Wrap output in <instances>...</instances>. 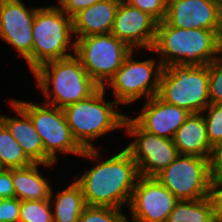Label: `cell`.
I'll use <instances>...</instances> for the list:
<instances>
[{
  "label": "cell",
  "instance_id": "obj_1",
  "mask_svg": "<svg viewBox=\"0 0 222 222\" xmlns=\"http://www.w3.org/2000/svg\"><path fill=\"white\" fill-rule=\"evenodd\" d=\"M139 177L137 164L124 148L75 181L82 189L87 206L122 209L124 204L129 206Z\"/></svg>",
  "mask_w": 222,
  "mask_h": 222
},
{
  "label": "cell",
  "instance_id": "obj_2",
  "mask_svg": "<svg viewBox=\"0 0 222 222\" xmlns=\"http://www.w3.org/2000/svg\"><path fill=\"white\" fill-rule=\"evenodd\" d=\"M151 51L160 54L163 68L172 64L208 65L222 54V38L213 30L182 29L163 20L157 24Z\"/></svg>",
  "mask_w": 222,
  "mask_h": 222
},
{
  "label": "cell",
  "instance_id": "obj_3",
  "mask_svg": "<svg viewBox=\"0 0 222 222\" xmlns=\"http://www.w3.org/2000/svg\"><path fill=\"white\" fill-rule=\"evenodd\" d=\"M32 73L37 86L48 99L45 104L60 109L91 96L100 87L76 55L44 63Z\"/></svg>",
  "mask_w": 222,
  "mask_h": 222
},
{
  "label": "cell",
  "instance_id": "obj_4",
  "mask_svg": "<svg viewBox=\"0 0 222 222\" xmlns=\"http://www.w3.org/2000/svg\"><path fill=\"white\" fill-rule=\"evenodd\" d=\"M105 87H99L91 96L64 107L66 121L72 136L83 149H96V138L109 131L124 128L126 115L114 110L115 100L106 102Z\"/></svg>",
  "mask_w": 222,
  "mask_h": 222
},
{
  "label": "cell",
  "instance_id": "obj_5",
  "mask_svg": "<svg viewBox=\"0 0 222 222\" xmlns=\"http://www.w3.org/2000/svg\"><path fill=\"white\" fill-rule=\"evenodd\" d=\"M32 72L49 61L75 55L72 18L52 5L36 10L33 22ZM73 43V44H72ZM68 48L73 53H67Z\"/></svg>",
  "mask_w": 222,
  "mask_h": 222
},
{
  "label": "cell",
  "instance_id": "obj_6",
  "mask_svg": "<svg viewBox=\"0 0 222 222\" xmlns=\"http://www.w3.org/2000/svg\"><path fill=\"white\" fill-rule=\"evenodd\" d=\"M30 117L35 130L38 132L44 149L45 164H56L57 153L75 154L96 160L99 150H83L72 136L62 109L46 104L41 105L14 100Z\"/></svg>",
  "mask_w": 222,
  "mask_h": 222
},
{
  "label": "cell",
  "instance_id": "obj_7",
  "mask_svg": "<svg viewBox=\"0 0 222 222\" xmlns=\"http://www.w3.org/2000/svg\"><path fill=\"white\" fill-rule=\"evenodd\" d=\"M157 95L190 113L204 112L210 104L208 65L172 64L163 68Z\"/></svg>",
  "mask_w": 222,
  "mask_h": 222
},
{
  "label": "cell",
  "instance_id": "obj_8",
  "mask_svg": "<svg viewBox=\"0 0 222 222\" xmlns=\"http://www.w3.org/2000/svg\"><path fill=\"white\" fill-rule=\"evenodd\" d=\"M75 44V55L100 87L107 85L133 51L111 33L81 37Z\"/></svg>",
  "mask_w": 222,
  "mask_h": 222
},
{
  "label": "cell",
  "instance_id": "obj_9",
  "mask_svg": "<svg viewBox=\"0 0 222 222\" xmlns=\"http://www.w3.org/2000/svg\"><path fill=\"white\" fill-rule=\"evenodd\" d=\"M211 160L196 155H179L155 177L178 200L209 197L212 177Z\"/></svg>",
  "mask_w": 222,
  "mask_h": 222
},
{
  "label": "cell",
  "instance_id": "obj_10",
  "mask_svg": "<svg viewBox=\"0 0 222 222\" xmlns=\"http://www.w3.org/2000/svg\"><path fill=\"white\" fill-rule=\"evenodd\" d=\"M133 51L127 56L122 66L109 80V88L113 89L118 104L129 105L142 96L149 99L159 91L160 76L163 66L152 58L137 61Z\"/></svg>",
  "mask_w": 222,
  "mask_h": 222
},
{
  "label": "cell",
  "instance_id": "obj_11",
  "mask_svg": "<svg viewBox=\"0 0 222 222\" xmlns=\"http://www.w3.org/2000/svg\"><path fill=\"white\" fill-rule=\"evenodd\" d=\"M124 129L134 139L125 149L137 164L140 176L155 177L180 155L173 140L144 131L130 116L125 117Z\"/></svg>",
  "mask_w": 222,
  "mask_h": 222
},
{
  "label": "cell",
  "instance_id": "obj_12",
  "mask_svg": "<svg viewBox=\"0 0 222 222\" xmlns=\"http://www.w3.org/2000/svg\"><path fill=\"white\" fill-rule=\"evenodd\" d=\"M177 201L156 177L140 176L127 207L133 222H166Z\"/></svg>",
  "mask_w": 222,
  "mask_h": 222
},
{
  "label": "cell",
  "instance_id": "obj_13",
  "mask_svg": "<svg viewBox=\"0 0 222 222\" xmlns=\"http://www.w3.org/2000/svg\"><path fill=\"white\" fill-rule=\"evenodd\" d=\"M37 8L22 0H0V38L16 49L32 72L33 22Z\"/></svg>",
  "mask_w": 222,
  "mask_h": 222
},
{
  "label": "cell",
  "instance_id": "obj_14",
  "mask_svg": "<svg viewBox=\"0 0 222 222\" xmlns=\"http://www.w3.org/2000/svg\"><path fill=\"white\" fill-rule=\"evenodd\" d=\"M165 21L182 29L213 30L222 38V11L216 0H167Z\"/></svg>",
  "mask_w": 222,
  "mask_h": 222
},
{
  "label": "cell",
  "instance_id": "obj_15",
  "mask_svg": "<svg viewBox=\"0 0 222 222\" xmlns=\"http://www.w3.org/2000/svg\"><path fill=\"white\" fill-rule=\"evenodd\" d=\"M158 22L144 11L123 0L119 2L111 34L127 44L132 50H152Z\"/></svg>",
  "mask_w": 222,
  "mask_h": 222
},
{
  "label": "cell",
  "instance_id": "obj_16",
  "mask_svg": "<svg viewBox=\"0 0 222 222\" xmlns=\"http://www.w3.org/2000/svg\"><path fill=\"white\" fill-rule=\"evenodd\" d=\"M189 115L186 109L169 104L156 95L149 98L139 115L132 119L144 131L173 140Z\"/></svg>",
  "mask_w": 222,
  "mask_h": 222
},
{
  "label": "cell",
  "instance_id": "obj_17",
  "mask_svg": "<svg viewBox=\"0 0 222 222\" xmlns=\"http://www.w3.org/2000/svg\"><path fill=\"white\" fill-rule=\"evenodd\" d=\"M10 104L15 110L14 113H17L20 118L0 115V121L8 128L33 163L45 164V149L32 120L14 99L10 100Z\"/></svg>",
  "mask_w": 222,
  "mask_h": 222
},
{
  "label": "cell",
  "instance_id": "obj_18",
  "mask_svg": "<svg viewBox=\"0 0 222 222\" xmlns=\"http://www.w3.org/2000/svg\"><path fill=\"white\" fill-rule=\"evenodd\" d=\"M121 0H101L72 17L73 33L79 39L90 35L111 33Z\"/></svg>",
  "mask_w": 222,
  "mask_h": 222
},
{
  "label": "cell",
  "instance_id": "obj_19",
  "mask_svg": "<svg viewBox=\"0 0 222 222\" xmlns=\"http://www.w3.org/2000/svg\"><path fill=\"white\" fill-rule=\"evenodd\" d=\"M173 142L180 155H196L208 159L213 157L214 148L207 138L203 113H190L176 131Z\"/></svg>",
  "mask_w": 222,
  "mask_h": 222
},
{
  "label": "cell",
  "instance_id": "obj_20",
  "mask_svg": "<svg viewBox=\"0 0 222 222\" xmlns=\"http://www.w3.org/2000/svg\"><path fill=\"white\" fill-rule=\"evenodd\" d=\"M39 165L51 167L54 164L33 163L22 168H12L15 198L26 200H48L52 187L39 173Z\"/></svg>",
  "mask_w": 222,
  "mask_h": 222
},
{
  "label": "cell",
  "instance_id": "obj_21",
  "mask_svg": "<svg viewBox=\"0 0 222 222\" xmlns=\"http://www.w3.org/2000/svg\"><path fill=\"white\" fill-rule=\"evenodd\" d=\"M53 195L51 190L49 202L53 208V222H78L87 206L80 185L74 181L62 192H58L56 196Z\"/></svg>",
  "mask_w": 222,
  "mask_h": 222
},
{
  "label": "cell",
  "instance_id": "obj_22",
  "mask_svg": "<svg viewBox=\"0 0 222 222\" xmlns=\"http://www.w3.org/2000/svg\"><path fill=\"white\" fill-rule=\"evenodd\" d=\"M166 222H215L211 200H178Z\"/></svg>",
  "mask_w": 222,
  "mask_h": 222
},
{
  "label": "cell",
  "instance_id": "obj_23",
  "mask_svg": "<svg viewBox=\"0 0 222 222\" xmlns=\"http://www.w3.org/2000/svg\"><path fill=\"white\" fill-rule=\"evenodd\" d=\"M0 161L6 169L22 168L33 164L22 147L0 121Z\"/></svg>",
  "mask_w": 222,
  "mask_h": 222
},
{
  "label": "cell",
  "instance_id": "obj_24",
  "mask_svg": "<svg viewBox=\"0 0 222 222\" xmlns=\"http://www.w3.org/2000/svg\"><path fill=\"white\" fill-rule=\"evenodd\" d=\"M51 209L49 199L21 201L19 222H53Z\"/></svg>",
  "mask_w": 222,
  "mask_h": 222
},
{
  "label": "cell",
  "instance_id": "obj_25",
  "mask_svg": "<svg viewBox=\"0 0 222 222\" xmlns=\"http://www.w3.org/2000/svg\"><path fill=\"white\" fill-rule=\"evenodd\" d=\"M203 117L206 123L207 138L210 145L215 148L222 142V104L210 103L205 109Z\"/></svg>",
  "mask_w": 222,
  "mask_h": 222
},
{
  "label": "cell",
  "instance_id": "obj_26",
  "mask_svg": "<svg viewBox=\"0 0 222 222\" xmlns=\"http://www.w3.org/2000/svg\"><path fill=\"white\" fill-rule=\"evenodd\" d=\"M122 209L99 206H86L78 222H129Z\"/></svg>",
  "mask_w": 222,
  "mask_h": 222
},
{
  "label": "cell",
  "instance_id": "obj_27",
  "mask_svg": "<svg viewBox=\"0 0 222 222\" xmlns=\"http://www.w3.org/2000/svg\"><path fill=\"white\" fill-rule=\"evenodd\" d=\"M209 100L213 104H222V54L208 64Z\"/></svg>",
  "mask_w": 222,
  "mask_h": 222
},
{
  "label": "cell",
  "instance_id": "obj_28",
  "mask_svg": "<svg viewBox=\"0 0 222 222\" xmlns=\"http://www.w3.org/2000/svg\"><path fill=\"white\" fill-rule=\"evenodd\" d=\"M125 3L149 14L158 23L165 20L167 0H123Z\"/></svg>",
  "mask_w": 222,
  "mask_h": 222
},
{
  "label": "cell",
  "instance_id": "obj_29",
  "mask_svg": "<svg viewBox=\"0 0 222 222\" xmlns=\"http://www.w3.org/2000/svg\"><path fill=\"white\" fill-rule=\"evenodd\" d=\"M21 200L18 198L0 199V222H19Z\"/></svg>",
  "mask_w": 222,
  "mask_h": 222
},
{
  "label": "cell",
  "instance_id": "obj_30",
  "mask_svg": "<svg viewBox=\"0 0 222 222\" xmlns=\"http://www.w3.org/2000/svg\"><path fill=\"white\" fill-rule=\"evenodd\" d=\"M215 222H222V181L213 180L209 192Z\"/></svg>",
  "mask_w": 222,
  "mask_h": 222
},
{
  "label": "cell",
  "instance_id": "obj_31",
  "mask_svg": "<svg viewBox=\"0 0 222 222\" xmlns=\"http://www.w3.org/2000/svg\"><path fill=\"white\" fill-rule=\"evenodd\" d=\"M101 0H58L60 8L71 18Z\"/></svg>",
  "mask_w": 222,
  "mask_h": 222
},
{
  "label": "cell",
  "instance_id": "obj_32",
  "mask_svg": "<svg viewBox=\"0 0 222 222\" xmlns=\"http://www.w3.org/2000/svg\"><path fill=\"white\" fill-rule=\"evenodd\" d=\"M15 197L12 181V169H5L0 174V199Z\"/></svg>",
  "mask_w": 222,
  "mask_h": 222
},
{
  "label": "cell",
  "instance_id": "obj_33",
  "mask_svg": "<svg viewBox=\"0 0 222 222\" xmlns=\"http://www.w3.org/2000/svg\"><path fill=\"white\" fill-rule=\"evenodd\" d=\"M211 166L213 180L222 181V142L214 148Z\"/></svg>",
  "mask_w": 222,
  "mask_h": 222
},
{
  "label": "cell",
  "instance_id": "obj_34",
  "mask_svg": "<svg viewBox=\"0 0 222 222\" xmlns=\"http://www.w3.org/2000/svg\"><path fill=\"white\" fill-rule=\"evenodd\" d=\"M6 168L2 165L1 161H0V174L5 170Z\"/></svg>",
  "mask_w": 222,
  "mask_h": 222
},
{
  "label": "cell",
  "instance_id": "obj_35",
  "mask_svg": "<svg viewBox=\"0 0 222 222\" xmlns=\"http://www.w3.org/2000/svg\"><path fill=\"white\" fill-rule=\"evenodd\" d=\"M217 1V3L219 4V7H220V9H221V11H222V0H216Z\"/></svg>",
  "mask_w": 222,
  "mask_h": 222
}]
</instances>
